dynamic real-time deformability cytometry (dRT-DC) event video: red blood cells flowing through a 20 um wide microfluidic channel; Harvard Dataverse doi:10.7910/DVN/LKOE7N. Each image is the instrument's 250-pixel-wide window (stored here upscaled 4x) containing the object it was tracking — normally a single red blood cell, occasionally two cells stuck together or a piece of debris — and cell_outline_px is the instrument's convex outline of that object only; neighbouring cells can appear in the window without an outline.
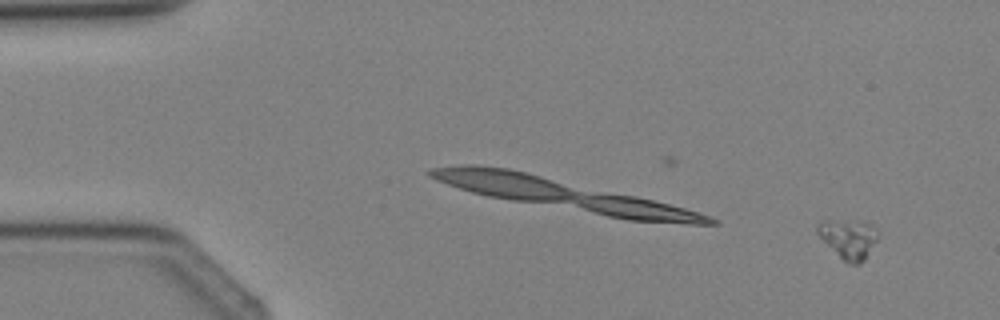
{"species": "Egyptian fruit bat (a non-hibernating species)", "species_latin": "Rousettus aegyptiacus", "temperature_condition": "cold", "stored_images_in_passage": 3, "camera_frame_rate_fps": 3000, "um_per_image_px": 0.085, "animal": {"sex": "female"}, "frame": {"image": 1, "passage_image": 1, "time_ms": 0.0, "image_size_px": [1000, 320], "cell_outline_px": [[880, 236], [864, 260], [860, 264], [848, 264], [816, 232], [816, 228], [824, 220], [828, 220], [872, 224]], "centroid_in_image_um": [72.17, 20.32], "position_along_channel_um": 12.8, "area_um2": 13.29}}